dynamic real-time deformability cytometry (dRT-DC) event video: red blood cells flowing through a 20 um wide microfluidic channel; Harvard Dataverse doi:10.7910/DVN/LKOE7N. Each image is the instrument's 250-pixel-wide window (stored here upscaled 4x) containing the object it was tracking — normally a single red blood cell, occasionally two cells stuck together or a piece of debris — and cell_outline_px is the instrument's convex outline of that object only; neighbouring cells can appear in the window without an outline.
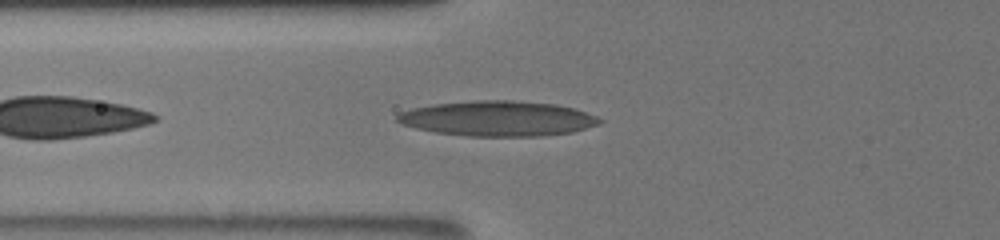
{"species": "human", "species_latin": "Homo sapiens", "temperature_condition": "room temperature", "stored_images_in_passage": 10, "camera_frame_rate_fps": 3000, "um_per_image_px": 0.085, "donor": {"sex": "male"}, "frame": {"image": 1, "passage_image": 6, "time_ms": 5.0, "image_size_px": [1000, 240], "cell_outline_px": [[604, 120], [600, 124], [572, 132], [544, 136], [468, 136], [436, 132], [416, 128], [404, 124], [396, 120], [396, 116], [400, 112], [412, 108], [432, 104], [472, 100], [512, 100], [556, 104], [572, 108], [596, 116]], "centroid_in_image_um": [42.32, 10.07], "position_along_channel_um": 83.5, "area_um2": 41.5}}
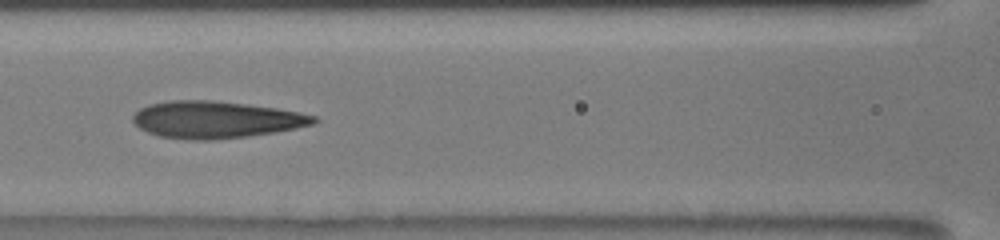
{"frame": {"image": 2, "passage_image": 9, "time_ms": 6.667, "image_size_px": [1000, 240], "cell_outline_px": [[320, 120], [316, 124], [296, 128], [248, 136], [212, 140], [188, 140], [160, 136], [148, 132], [140, 128], [132, 120], [132, 116], [140, 108], [148, 104], [172, 100], [208, 100], [244, 104], [276, 108], [300, 112], [316, 116]], "centroid_in_image_um": [18.36, 10.17], "position_along_channel_um": 148.2, "area_um2": 38.9}}